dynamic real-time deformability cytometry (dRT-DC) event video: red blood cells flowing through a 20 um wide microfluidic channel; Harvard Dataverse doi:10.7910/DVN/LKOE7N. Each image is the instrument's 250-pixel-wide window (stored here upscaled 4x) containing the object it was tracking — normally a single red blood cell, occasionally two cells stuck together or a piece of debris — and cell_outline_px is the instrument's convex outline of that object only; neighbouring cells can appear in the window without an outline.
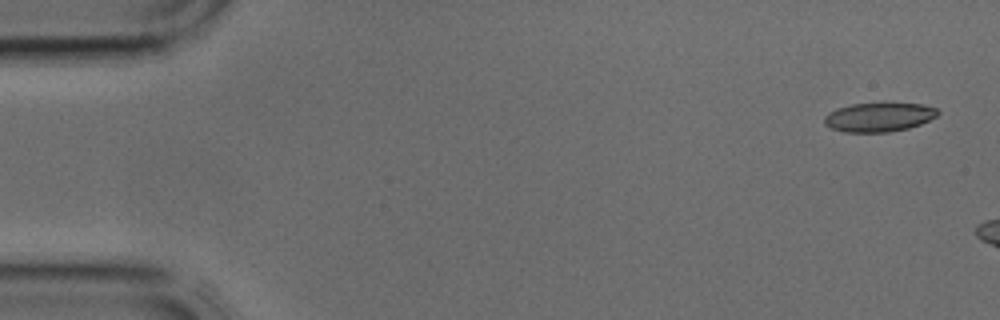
{"species": "common noctule bat (a hibernating species)", "species_latin": "Nyctalus noctula", "temperature_condition": "cold", "stored_images_in_passage": 2, "camera_frame_rate_fps": 3000, "um_per_image_px": 0.085, "animal": {"sex": "male", "body_mass_g": 17.9, "forearm_length_mm": 54.2}, "frame": {"image": 1, "passage_image": 1, "time_ms": 0.0, "image_size_px": [1000, 320], "cell_outline_px": [[940, 112], [936, 116], [920, 124], [908, 128], [888, 132], [844, 132], [832, 128], [824, 124], [824, 116], [828, 112], [836, 108], [852, 104], [884, 100], [920, 104], [936, 108]], "centroid_in_image_um": [74.69, 9.9], "position_along_channel_um": 10.3, "area_um2": 19.94}}